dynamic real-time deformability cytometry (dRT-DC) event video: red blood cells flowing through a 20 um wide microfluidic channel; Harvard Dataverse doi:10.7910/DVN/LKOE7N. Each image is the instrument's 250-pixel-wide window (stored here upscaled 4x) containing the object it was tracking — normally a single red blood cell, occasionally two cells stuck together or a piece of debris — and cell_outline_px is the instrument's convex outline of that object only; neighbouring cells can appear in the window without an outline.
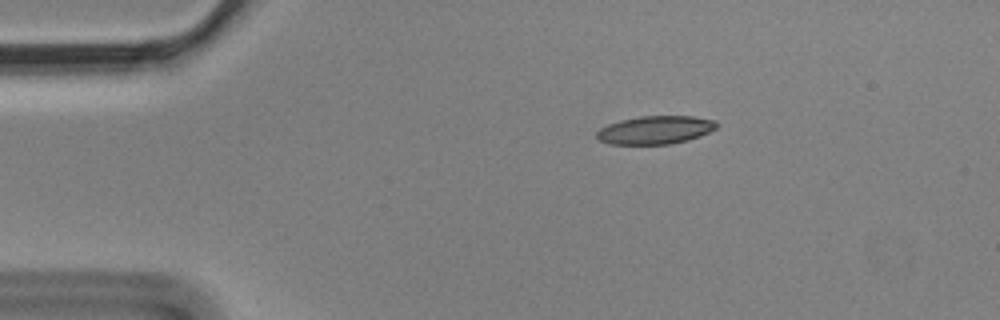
{"species": "Egyptian fruit bat (a non-hibernating species)", "species_latin": "Rousettus aegyptiacus", "temperature_condition": "cold", "stored_images_in_passage": 3, "camera_frame_rate_fps": 3000, "um_per_image_px": 0.085, "animal": {"sex": "male"}, "frame": {"image": 1, "passage_image": 1, "time_ms": 0.0, "image_size_px": [1000, 320], "cell_outline_px": [[716, 128], [700, 136], [688, 140], [672, 144], [608, 144], [600, 140], [596, 136], [596, 132], [600, 128], [608, 124], [620, 120], [640, 116], [692, 116], [716, 120]], "centroid_in_image_um": [55.69, 11.05], "position_along_channel_um": 29.3, "area_um2": 19.71}}
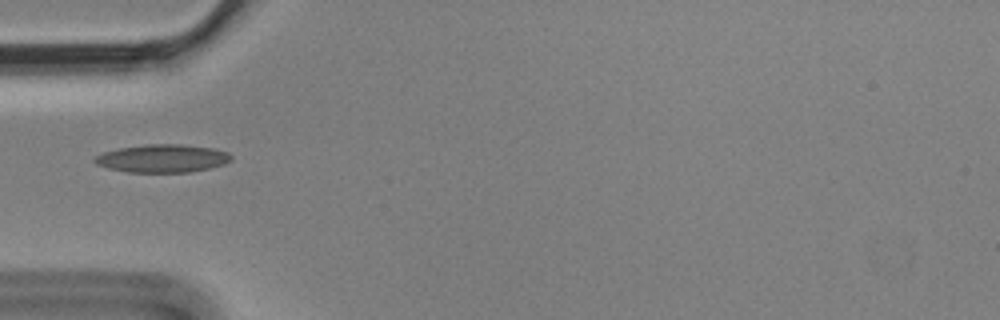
{"frame": {"image": 2, "passage_image": 3, "time_ms": 0.667, "image_size_px": [1000, 320], "cell_outline_px": [[232, 160], [224, 164], [208, 168], [188, 172], [128, 172], [108, 168], [96, 164], [92, 160], [96, 156], [104, 152], [120, 148], [148, 144], [180, 144], [216, 148], [228, 152], [232, 156]], "centroid_in_image_um": [13.83, 13.46], "position_along_channel_um": 71.2, "area_um2": 22.25}}